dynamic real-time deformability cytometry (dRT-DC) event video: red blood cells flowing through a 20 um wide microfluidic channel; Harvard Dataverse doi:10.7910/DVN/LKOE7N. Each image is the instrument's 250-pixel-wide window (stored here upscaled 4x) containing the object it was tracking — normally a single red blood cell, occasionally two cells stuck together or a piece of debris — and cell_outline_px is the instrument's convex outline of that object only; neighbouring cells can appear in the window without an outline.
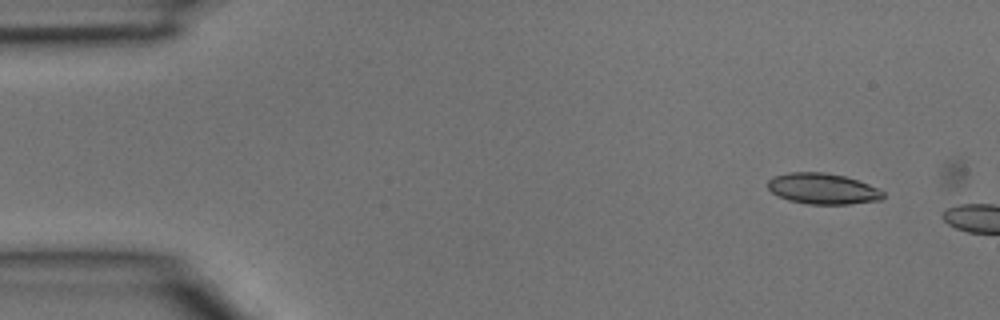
{"species": "common noctule bat (a hibernating species)", "species_latin": "Nyctalus noctula", "temperature_condition": "room temperature", "stored_images_in_passage": 3, "camera_frame_rate_fps": 3000, "um_per_image_px": 0.085, "animal": {"sex": "male", "body_mass_g": 15.6}, "frame": {"image": 1, "passage_image": 1, "time_ms": 0.0, "image_size_px": [1000, 320], "cell_outline_px": [[884, 196], [880, 200], [848, 204], [808, 204], [788, 200], [772, 192], [768, 188], [768, 180], [772, 176], [788, 172], [824, 172], [844, 176], [868, 184], [884, 192]], "centroid_in_image_um": [69.9, 16.03], "position_along_channel_um": 15.1, "area_um2": 20.63}}